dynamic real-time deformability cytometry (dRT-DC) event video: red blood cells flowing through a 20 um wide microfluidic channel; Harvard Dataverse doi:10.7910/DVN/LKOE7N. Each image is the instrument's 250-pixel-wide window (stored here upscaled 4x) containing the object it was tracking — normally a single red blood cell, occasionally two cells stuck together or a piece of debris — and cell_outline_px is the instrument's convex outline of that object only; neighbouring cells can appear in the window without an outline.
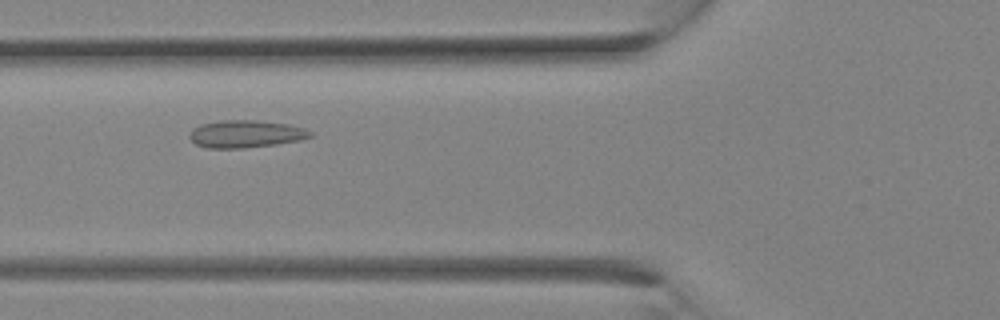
{"species": "Egyptian fruit bat (a non-hibernating species)", "species_latin": "Rousettus aegyptiacus", "temperature_condition": "room temperature", "stored_images_in_passage": 3, "camera_frame_rate_fps": 3000, "um_per_image_px": 0.085, "animal": {"sex": "female"}, "frame": {"image": 1, "passage_image": 3, "time_ms": 2.333, "image_size_px": [1000, 320], "cell_outline_px": [[312, 136], [300, 140], [276, 144], [244, 148], [208, 148], [196, 144], [188, 136], [192, 128], [200, 124], [220, 120], [256, 120], [288, 124], [304, 128], [312, 132]], "centroid_in_image_um": [20.87, 11.38], "position_along_channel_um": 104.9, "area_um2": 19.36}}